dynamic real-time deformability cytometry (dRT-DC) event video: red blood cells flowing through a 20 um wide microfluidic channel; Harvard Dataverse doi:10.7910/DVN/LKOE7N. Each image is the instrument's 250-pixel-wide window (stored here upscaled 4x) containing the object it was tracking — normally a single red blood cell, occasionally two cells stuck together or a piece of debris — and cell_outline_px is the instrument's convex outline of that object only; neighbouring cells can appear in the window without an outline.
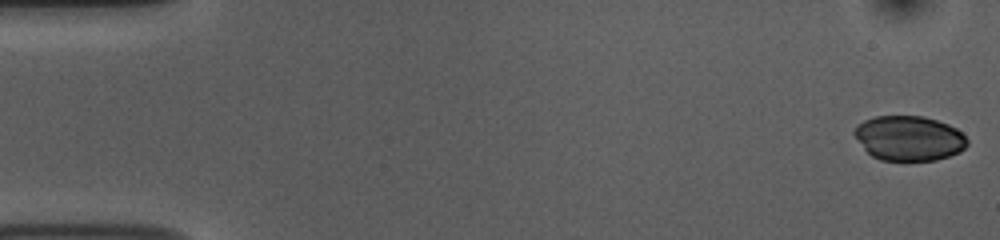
{"species": "common noctule bat (a hibernating species)", "species_latin": "Nyctalus noctula", "temperature_condition": "room temperature", "stored_images_in_passage": 53, "camera_frame_rate_fps": 3000, "um_per_image_px": 0.085, "animal": {"sex": "female", "body_mass_g": 10.0, "forearm_length_mm": 53.1}, "frame": {"image": 1, "passage_image": 1, "time_ms": 0.0, "image_size_px": [1000, 240], "cell_outline_px": [[968, 144], [960, 152], [936, 160], [880, 160], [872, 156], [864, 148], [852, 132], [864, 120], [876, 116], [924, 116], [948, 124], [956, 128], [968, 140]], "centroid_in_image_um": [77.28, 11.75], "position_along_channel_um": 7.7, "area_um2": 29.3}}
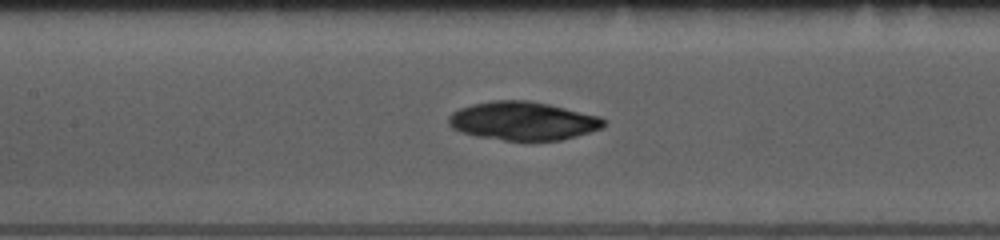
{"frame": {"image": 2, "passage_image": 24, "time_ms": 7.667, "image_size_px": [1000, 240], "cell_outline_px": [[608, 120], [600, 128], [576, 136], [560, 140], [504, 140], [476, 136], [452, 128], [448, 124], [448, 116], [452, 112], [460, 108], [472, 104], [492, 100], [528, 100], [548, 104], [600, 116]], "centroid_in_image_um": [44.43, 10.27], "position_along_channel_um": 163.0, "area_um2": 34.62}}
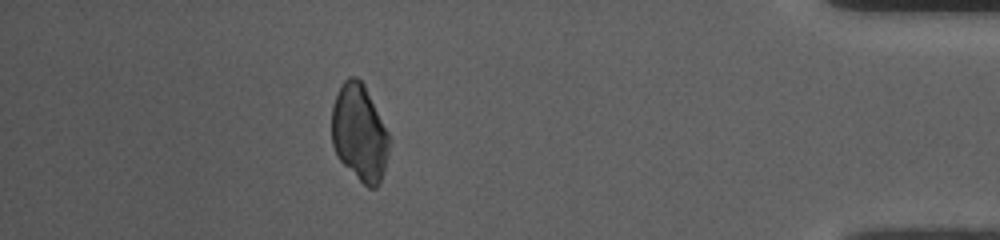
{"frame": {"image": 3, "passage_image": 47, "time_ms": 15.333, "image_size_px": [1000, 240], "cell_outline_px": [[388, 152], [384, 168], [380, 180], [376, 188], [368, 188], [340, 160], [332, 144], [332, 104], [344, 80], [348, 76], [356, 76], [364, 84], [388, 132]], "centroid_in_image_um": [30.54, 11.26], "position_along_channel_um": 404.7, "area_um2": 31.85}}